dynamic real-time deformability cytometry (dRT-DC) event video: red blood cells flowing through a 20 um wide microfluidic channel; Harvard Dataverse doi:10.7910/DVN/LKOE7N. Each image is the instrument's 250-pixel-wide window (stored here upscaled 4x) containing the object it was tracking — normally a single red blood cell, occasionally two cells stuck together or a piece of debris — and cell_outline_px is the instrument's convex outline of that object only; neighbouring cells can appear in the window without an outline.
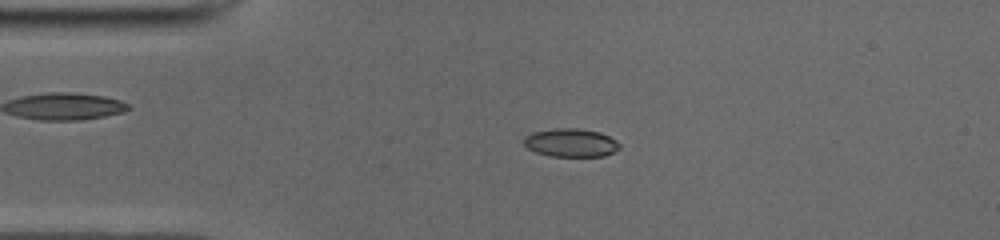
{"species": "common noctule bat (a hibernating species)", "species_latin": "Nyctalus noctula", "temperature_condition": "cold", "stored_images_in_passage": 34, "camera_frame_rate_fps": 3000, "um_per_image_px": 0.085, "animal": {"sex": "male", "body_mass_g": 19.0, "forearm_length_mm": 50.8}, "frame": {"image": 1, "passage_image": 1, "time_ms": 0.0, "image_size_px": [1000, 240], "cell_outline_px": [[620, 148], [604, 156], [548, 156], [536, 152], [528, 148], [524, 144], [524, 136], [532, 132], [556, 128], [576, 128], [600, 132], [616, 140], [620, 144]], "centroid_in_image_um": [48.51, 12.13], "position_along_channel_um": 36.5, "area_um2": 15.78}}
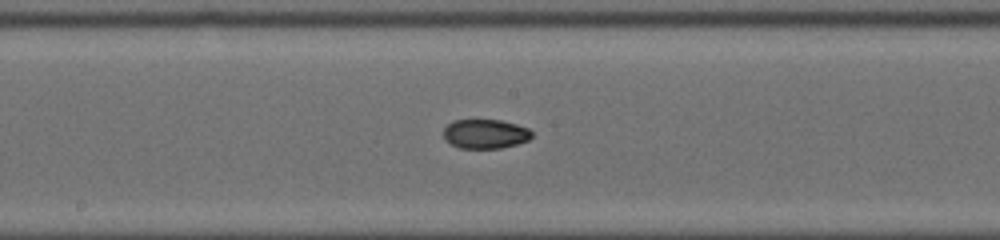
{"frame": {"image": 2, "passage_image": 16, "time_ms": 5.0, "image_size_px": [1000, 240], "cell_outline_px": [[532, 136], [528, 140], [516, 144], [500, 148], [460, 148], [444, 140], [444, 128], [452, 120], [500, 120], [516, 124], [528, 128], [532, 132]], "centroid_in_image_um": [41.23, 11.38], "position_along_channel_um": 207.0, "area_um2": 15.03}}
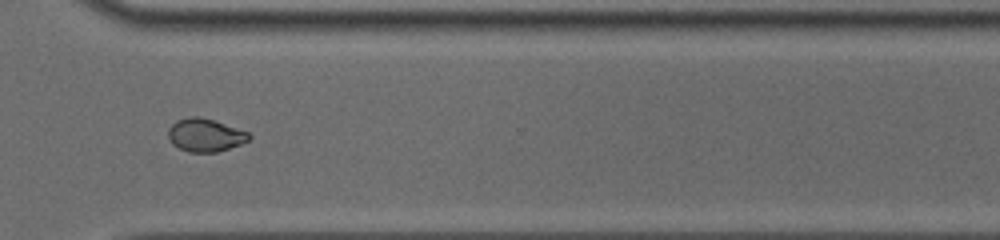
{"frame": {"image": 3, "passage_image": 27, "time_ms": 8.667, "image_size_px": [1000, 240], "cell_outline_px": [[252, 136], [248, 140], [240, 144], [216, 152], [188, 152], [172, 144], [168, 136], [168, 128], [176, 120], [192, 116], [200, 116], [248, 132]], "centroid_in_image_um": [17.41, 11.48], "position_along_channel_um": 353.2, "area_um2": 15.37}, "authors_computed_cell_mechanics": {"area_um2": 15.7216, "velocity_mm_per_s": 3.9755, "shape_relaxation_time_tau1_ms": null, "shape_relaxation_time_tau2_ms": 2.8106, "deformation_change_tau1": null, "deformation_change_tau2": 0.0619}}